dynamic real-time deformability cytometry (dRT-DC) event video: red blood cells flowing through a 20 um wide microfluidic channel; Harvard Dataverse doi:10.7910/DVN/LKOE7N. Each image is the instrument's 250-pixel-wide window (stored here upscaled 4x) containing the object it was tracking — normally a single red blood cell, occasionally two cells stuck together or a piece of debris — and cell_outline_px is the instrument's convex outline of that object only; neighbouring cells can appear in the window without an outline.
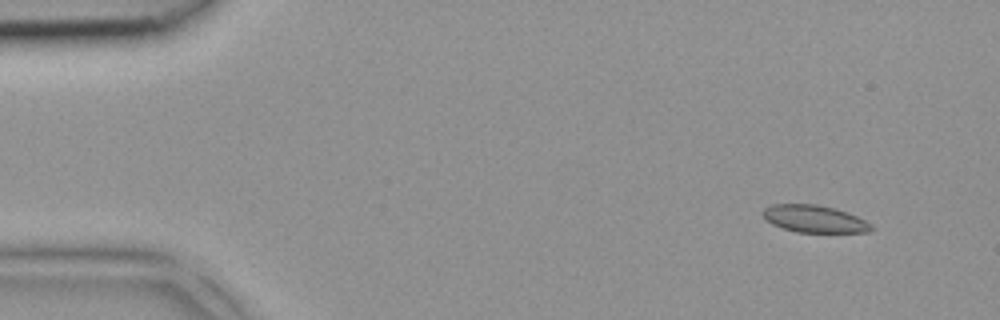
{"species": "common noctule bat (a hibernating species)", "species_latin": "Nyctalus noctula", "temperature_condition": "room temperature", "stored_images_in_passage": 4, "camera_frame_rate_fps": 3000, "um_per_image_px": 0.085, "animal": {"sex": "female", "body_mass_g": 18.4}, "frame": {"image": 1, "passage_image": 1, "time_ms": 0.0, "image_size_px": [1000, 320], "cell_outline_px": [[872, 228], [868, 232], [796, 232], [772, 224], [764, 216], [764, 208], [772, 204], [816, 204], [832, 208], [856, 216], [872, 224]], "centroid_in_image_um": [69.21, 18.6], "position_along_channel_um": 15.8, "area_um2": 16.82}}